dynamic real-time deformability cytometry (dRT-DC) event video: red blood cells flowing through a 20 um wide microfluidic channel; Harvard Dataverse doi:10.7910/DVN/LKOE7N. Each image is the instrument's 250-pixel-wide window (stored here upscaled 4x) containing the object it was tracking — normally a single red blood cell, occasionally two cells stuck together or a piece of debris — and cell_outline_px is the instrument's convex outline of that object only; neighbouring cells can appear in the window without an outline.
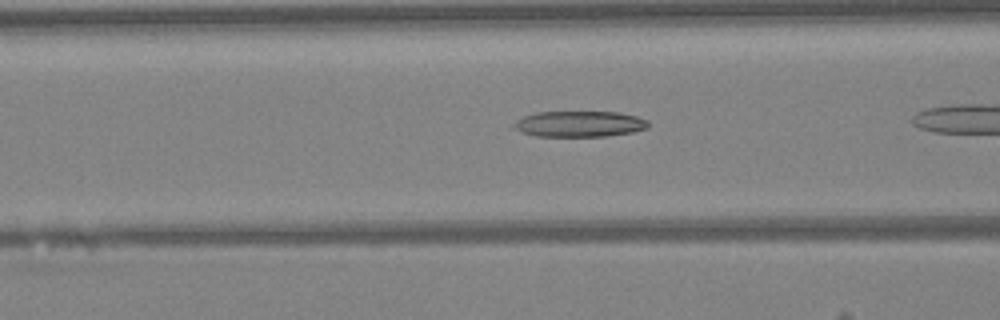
{"species": "Egyptian fruit bat (a non-hibernating species)", "species_latin": "Rousettus aegyptiacus", "temperature_condition": "warm", "stored_images_in_passage": 6, "camera_frame_rate_fps": 3000, "um_per_image_px": 0.085, "animal": {"sex": "female"}, "frame": {"image": 1, "passage_image": 4, "time_ms": 1.0, "image_size_px": [1000, 320], "cell_outline_px": [[648, 128], [632, 132], [604, 136], [536, 136], [508, 128], [524, 116], [536, 112], [616, 112], [636, 116], [648, 120]], "centroid_in_image_um": [49.22, 10.54], "position_along_channel_um": 117.4, "area_um2": 20.23}}